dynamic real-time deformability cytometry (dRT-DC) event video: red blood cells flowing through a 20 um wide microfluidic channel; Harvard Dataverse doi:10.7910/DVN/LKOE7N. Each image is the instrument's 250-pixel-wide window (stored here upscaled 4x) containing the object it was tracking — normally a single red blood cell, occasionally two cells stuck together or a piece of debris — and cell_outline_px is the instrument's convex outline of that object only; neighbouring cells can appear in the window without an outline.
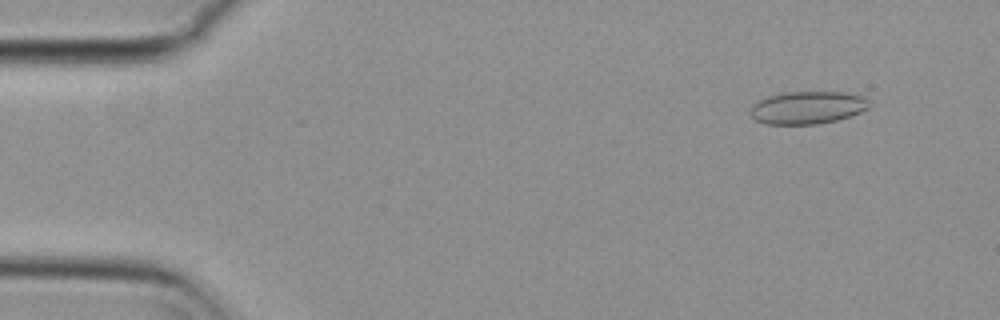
{"species": "common noctule bat (a hibernating species)", "species_latin": "Nyctalus noctula", "temperature_condition": "cold", "stored_images_in_passage": 55, "camera_frame_rate_fps": 3000, "um_per_image_px": 0.085, "animal": {"sex": "female", "body_mass_g": 29.2, "forearm_length_mm": 56.3}, "frame": {"image": 1, "passage_image": 5, "time_ms": 1.333, "image_size_px": [1000, 320], "cell_outline_px": [[872, 104], [868, 108], [860, 112], [836, 120], [816, 124], [764, 124], [756, 120], [748, 112], [752, 104], [768, 96], [784, 92], [848, 92], [872, 100]], "centroid_in_image_um": [68.64, 9.14], "position_along_channel_um": 16.4, "area_um2": 22.77}}
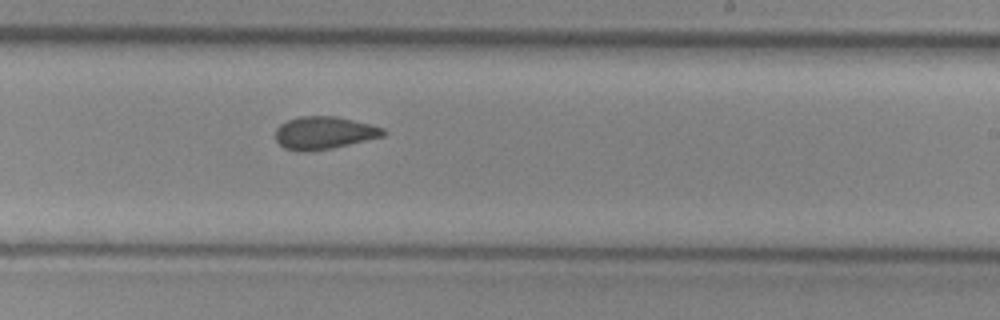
{"frame": {"image": 2, "passage_image": 33, "time_ms": 10.667, "image_size_px": [1000, 320], "cell_outline_px": [[388, 132], [384, 136], [332, 148], [312, 152], [296, 152], [284, 148], [276, 140], [276, 128], [280, 124], [288, 120], [300, 116], [336, 116], [372, 124], [384, 128]], "centroid_in_image_um": [27.55, 11.3], "position_along_channel_um": 261.4, "area_um2": 20.81}}
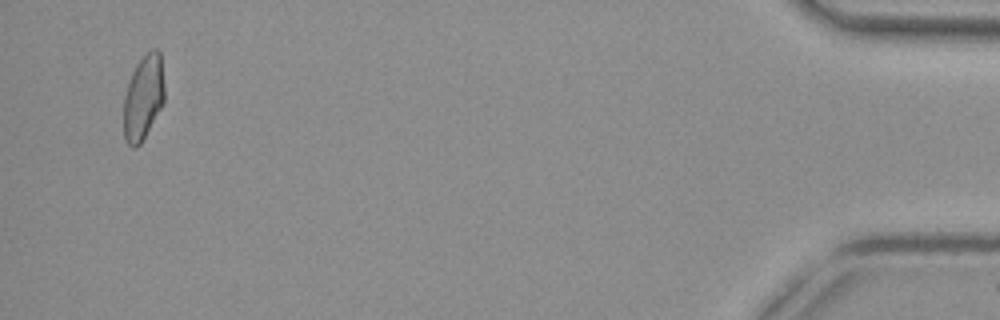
{"frame": {"image": 3, "passage_image": 53, "time_ms": 17.333, "image_size_px": [1000, 320], "cell_outline_px": [[164, 104], [140, 144], [136, 148], [132, 148], [124, 140], [124, 96], [128, 80], [136, 64], [152, 48], [156, 48], [160, 52], [164, 84]], "centroid_in_image_um": [12.18, 8.3], "position_along_channel_um": 423.0, "area_um2": 20.35}, "authors_computed_cell_mechanics": {"area_um2": 20.9814, "velocity_mm_per_s": 3.7444, "shape_relaxation_time_tau1_ms": null, "shape_relaxation_time_tau2_ms": 2.9134, "deformation_change_tau1": null, "deformation_change_tau2": 0.0844}}